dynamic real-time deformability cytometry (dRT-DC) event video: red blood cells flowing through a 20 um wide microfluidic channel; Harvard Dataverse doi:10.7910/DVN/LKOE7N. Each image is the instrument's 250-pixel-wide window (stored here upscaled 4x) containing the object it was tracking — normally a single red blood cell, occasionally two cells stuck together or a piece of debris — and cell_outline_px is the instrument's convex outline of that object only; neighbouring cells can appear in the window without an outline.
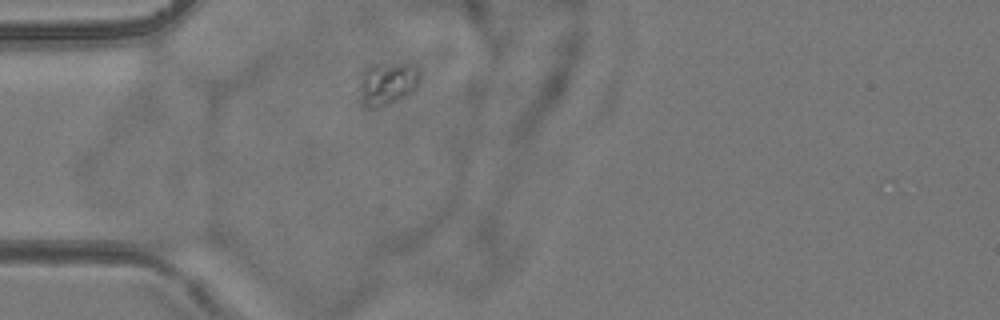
{"species": "common noctule bat (a hibernating species)", "species_latin": "Nyctalus noctula", "temperature_condition": "room temperature", "stored_images_in_passage": 1, "camera_frame_rate_fps": 3000, "um_per_image_px": 0.085, "animal": {"sex": "female", "body_mass_g": 24.6, "forearm_length_mm": 56.2}, "frame": {"image": 1, "passage_image": 1, "time_ms": 0.0, "image_size_px": [1000, 320], "cell_outline_px": [[420, 80], [416, 88], [408, 96], [388, 104], [380, 104], [364, 100], [360, 88], [360, 72], [368, 64], [408, 64], [416, 68], [420, 72]], "centroid_in_image_um": [32.99, 6.99], "position_along_channel_um": 52.0, "area_um2": 14.45}}